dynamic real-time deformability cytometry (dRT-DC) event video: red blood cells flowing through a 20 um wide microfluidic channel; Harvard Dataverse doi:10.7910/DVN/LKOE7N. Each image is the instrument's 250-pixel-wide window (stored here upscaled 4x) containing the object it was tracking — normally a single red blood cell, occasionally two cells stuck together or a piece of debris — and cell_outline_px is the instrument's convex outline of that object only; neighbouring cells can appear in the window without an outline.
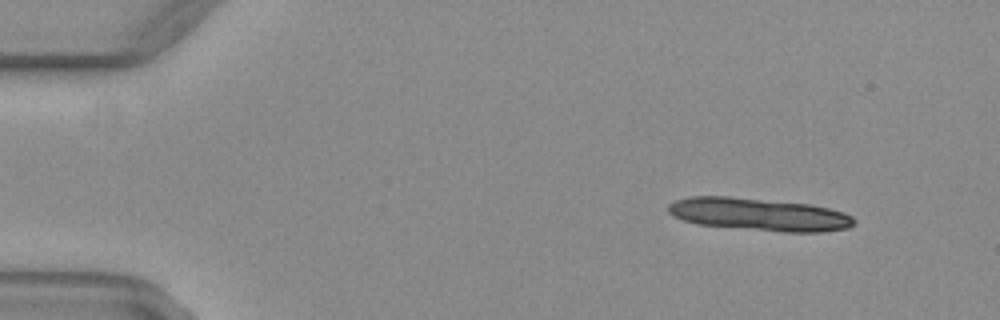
{"species": "common noctule bat (a hibernating species)", "species_latin": "Nyctalus noctula", "temperature_condition": "warm", "stored_images_in_passage": 14, "camera_frame_rate_fps": 3000, "um_per_image_px": 0.085, "animal": {"sex": "female", "body_mass_g": 29.2, "forearm_length_mm": 56.3}, "frame": {"image": 1, "passage_image": 5, "time_ms": 1.333, "image_size_px": [1000, 320], "cell_outline_px": [[856, 220], [848, 228], [820, 232], [784, 232], [696, 224], [672, 216], [668, 212], [668, 204], [676, 200], [688, 196], [728, 196], [812, 204], [844, 212], [852, 216]], "centroid_in_image_um": [64.5, 18.22], "position_along_channel_um": 20.5, "area_um2": 35.49}}